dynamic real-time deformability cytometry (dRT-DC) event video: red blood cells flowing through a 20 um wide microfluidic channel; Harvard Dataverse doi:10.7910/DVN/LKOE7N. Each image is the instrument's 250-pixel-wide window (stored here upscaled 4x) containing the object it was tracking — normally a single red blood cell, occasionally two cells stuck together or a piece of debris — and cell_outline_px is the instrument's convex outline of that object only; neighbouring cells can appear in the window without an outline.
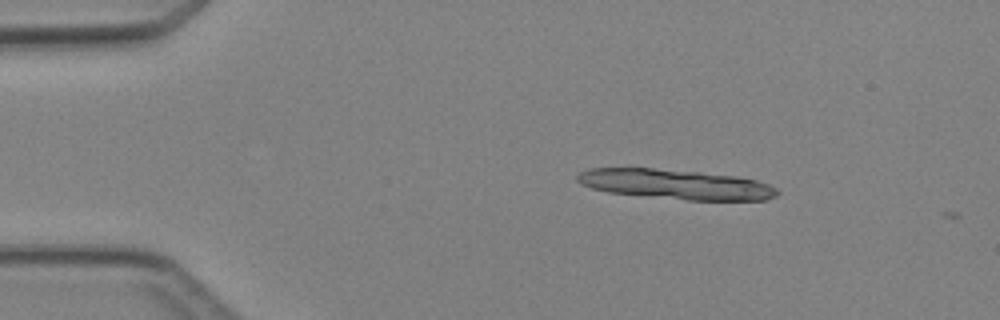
{"species": "Egyptian fruit bat (a non-hibernating species)", "species_latin": "Rousettus aegyptiacus", "temperature_condition": "cold", "stored_images_in_passage": 4, "camera_frame_rate_fps": 3000, "um_per_image_px": 0.085, "animal": {"sex": "female"}, "frame": {"image": 1, "passage_image": 2, "time_ms": 1.0, "image_size_px": [1000, 320], "cell_outline_px": [[780, 192], [776, 196], [764, 200], [688, 200], [608, 192], [592, 188], [580, 184], [576, 180], [576, 176], [580, 172], [588, 168], [628, 164], [736, 176], [756, 180], [768, 184], [776, 188]], "centroid_in_image_um": [57.3, 15.61], "position_along_channel_um": 27.7, "area_um2": 36.01}}